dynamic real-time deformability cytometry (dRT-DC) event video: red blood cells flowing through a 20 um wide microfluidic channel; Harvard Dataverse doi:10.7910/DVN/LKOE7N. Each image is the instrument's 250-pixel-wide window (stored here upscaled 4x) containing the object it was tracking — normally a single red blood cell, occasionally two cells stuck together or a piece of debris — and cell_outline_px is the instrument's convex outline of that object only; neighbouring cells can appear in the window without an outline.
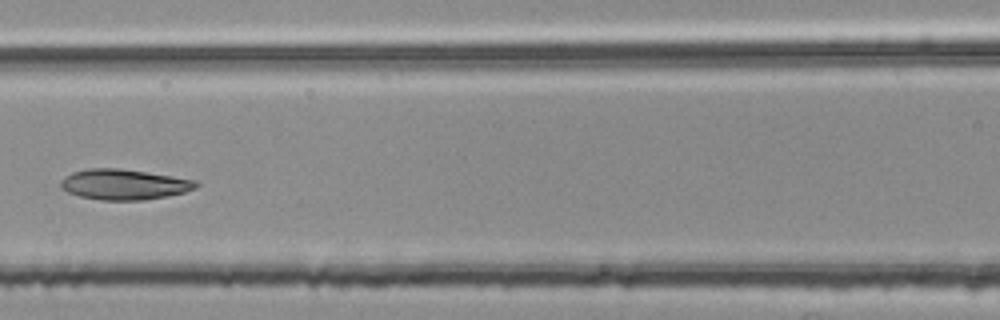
{"species": "common noctule bat (a hibernating species)", "species_latin": "Nyctalus noctula", "temperature_condition": "room temperature", "stored_images_in_passage": 5, "camera_frame_rate_fps": 3000, "um_per_image_px": 0.085, "animal": {"sex": "female", "body_mass_g": 25.1}, "frame": {"image": 1, "passage_image": 5, "time_ms": 1.333, "image_size_px": [1000, 320], "cell_outline_px": [[200, 184], [196, 188], [184, 192], [168, 196], [144, 200], [100, 200], [80, 196], [68, 192], [60, 188], [60, 180], [64, 176], [72, 172], [88, 168], [120, 168], [172, 176], [196, 180]], "centroid_in_image_um": [10.53, 15.67], "position_along_channel_um": 156.1, "area_um2": 24.16}}